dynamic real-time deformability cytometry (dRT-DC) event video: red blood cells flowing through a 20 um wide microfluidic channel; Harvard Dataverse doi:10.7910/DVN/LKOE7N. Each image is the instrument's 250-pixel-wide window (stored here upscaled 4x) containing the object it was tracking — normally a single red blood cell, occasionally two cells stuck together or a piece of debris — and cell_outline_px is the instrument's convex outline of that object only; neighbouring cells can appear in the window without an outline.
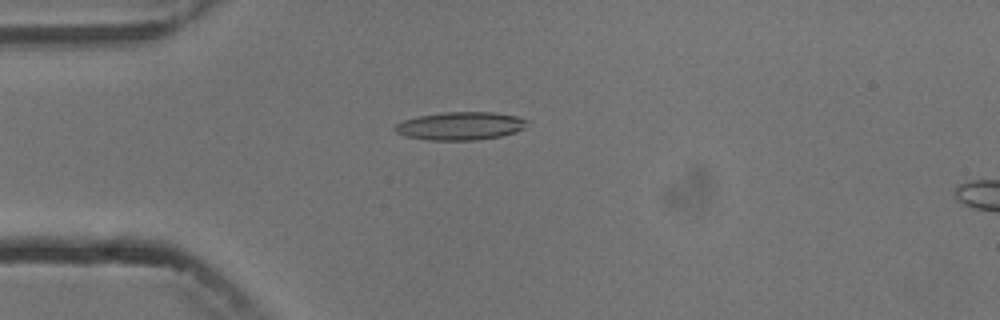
{"species": "common noctule bat (a hibernating species)", "species_latin": "Nyctalus noctula", "temperature_condition": "cold", "stored_images_in_passage": 7, "camera_frame_rate_fps": 3000, "um_per_image_px": 0.085, "animal": {"sex": "male", "body_mass_g": 13.3}, "frame": {"image": 1, "passage_image": 4, "time_ms": 3.333, "image_size_px": [1000, 320], "cell_outline_px": [[528, 120], [524, 128], [516, 132], [500, 136], [476, 140], [428, 140], [404, 136], [396, 132], [392, 128], [396, 124], [404, 120], [420, 116], [444, 112], [492, 112], [516, 116]], "centroid_in_image_um": [39.11, 10.71], "position_along_channel_um": 45.9, "area_um2": 21.56}}
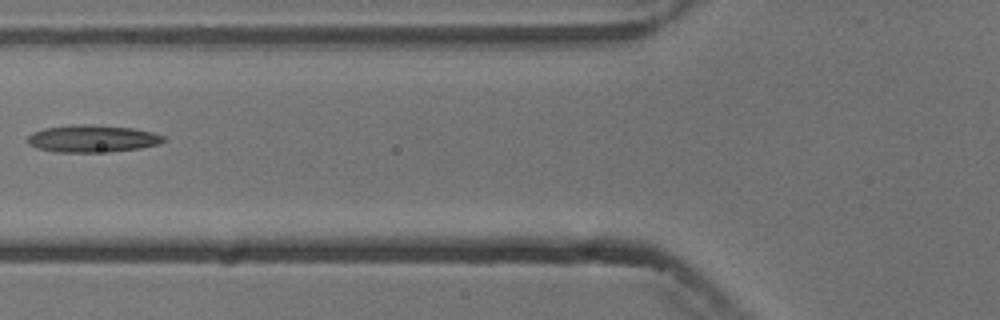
{"frame": {"image": 2, "passage_image": 6, "time_ms": 5.667, "image_size_px": [1000, 320], "cell_outline_px": [[164, 140], [160, 144], [140, 148], [108, 152], [56, 152], [36, 148], [28, 144], [28, 136], [32, 132], [44, 128], [72, 124], [92, 124], [132, 128], [152, 132], [164, 136]], "centroid_in_image_um": [7.82, 11.78], "position_along_channel_um": 118.0, "area_um2": 21.73}}
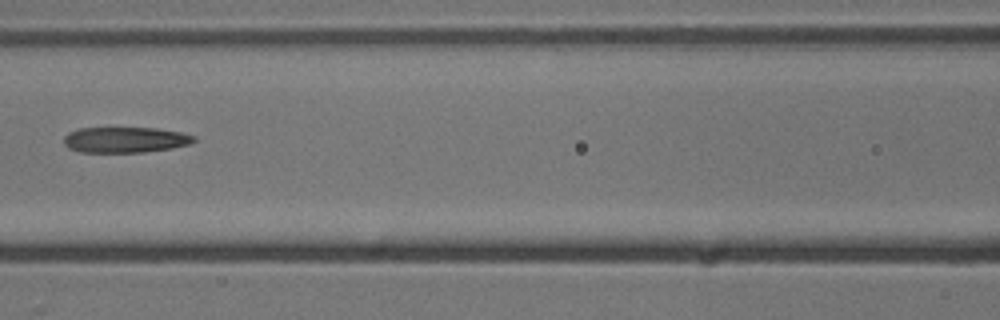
{"frame": {"image": 3, "passage_image": 7, "time_ms": 6.667, "image_size_px": [1000, 320], "cell_outline_px": [[196, 140], [188, 144], [172, 148], [144, 152], [80, 152], [68, 148], [64, 144], [64, 136], [68, 132], [80, 128], [156, 128], [180, 132], [196, 136]], "centroid_in_image_um": [10.62, 11.88], "position_along_channel_um": 156.0, "area_um2": 19.48}}